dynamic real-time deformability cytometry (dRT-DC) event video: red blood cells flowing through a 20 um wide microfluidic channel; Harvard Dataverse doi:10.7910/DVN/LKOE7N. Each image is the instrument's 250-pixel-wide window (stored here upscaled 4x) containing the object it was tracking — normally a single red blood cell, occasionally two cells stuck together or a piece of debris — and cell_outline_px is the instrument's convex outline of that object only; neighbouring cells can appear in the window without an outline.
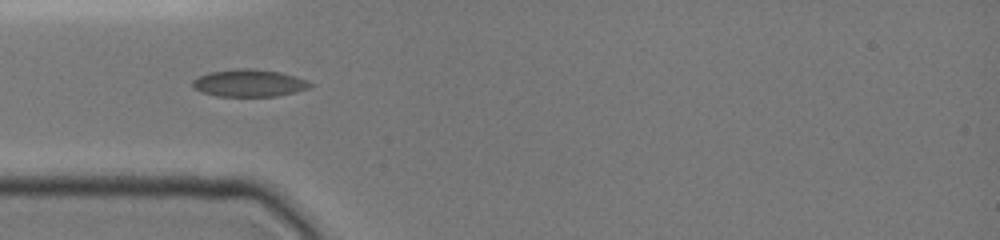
{"species": "common noctule bat (a hibernating species)", "species_latin": "Nyctalus noctula", "temperature_condition": "cold", "stored_images_in_passage": 22, "segment_of_instrument_passage": [1, 2], "camera_frame_rate_fps": 3000, "um_per_image_px": 0.085, "animal": {"sex": "female", "body_mass_g": 19.0, "forearm_length_mm": 51.5}, "frame": {"image": 1, "passage_image": 1, "time_ms": 0.0, "image_size_px": [1000, 240], "cell_outline_px": [[316, 84], [308, 88], [296, 92], [276, 96], [216, 96], [200, 92], [192, 88], [192, 80], [208, 72], [236, 68], [252, 68], [280, 72], [308, 80]], "centroid_in_image_um": [21.17, 7.06], "position_along_channel_um": 63.8, "area_um2": 18.96}}
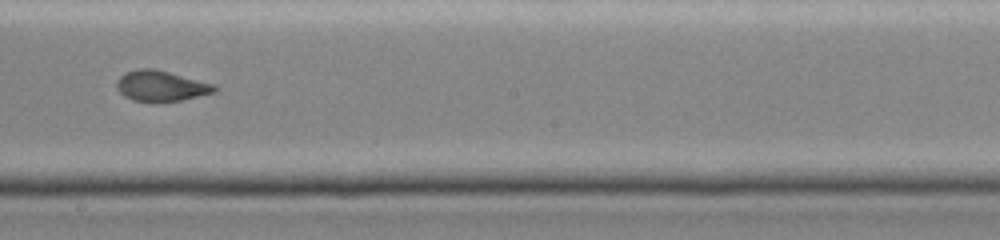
{"frame": {"image": 2, "passage_image": 9, "time_ms": 4.333, "image_size_px": [1000, 240], "cell_outline_px": [[220, 88], [216, 92], [180, 100], [156, 104], [132, 100], [124, 96], [116, 88], [116, 80], [124, 72], [136, 68], [156, 68], [216, 84]], "centroid_in_image_um": [13.69, 7.31], "position_along_channel_um": 234.5, "area_um2": 18.21}}
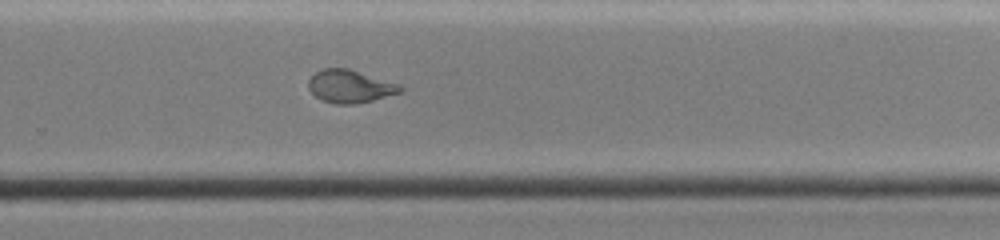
{"frame": {"image": 3, "passage_image": 14, "time_ms": 6.0, "image_size_px": [1000, 240], "cell_outline_px": [[404, 88], [400, 92], [372, 100], [356, 104], [336, 104], [320, 100], [308, 88], [308, 80], [316, 72], [324, 68], [348, 68], [400, 84]], "centroid_in_image_um": [29.74, 7.34], "position_along_channel_um": 300.1, "area_um2": 17.51}}